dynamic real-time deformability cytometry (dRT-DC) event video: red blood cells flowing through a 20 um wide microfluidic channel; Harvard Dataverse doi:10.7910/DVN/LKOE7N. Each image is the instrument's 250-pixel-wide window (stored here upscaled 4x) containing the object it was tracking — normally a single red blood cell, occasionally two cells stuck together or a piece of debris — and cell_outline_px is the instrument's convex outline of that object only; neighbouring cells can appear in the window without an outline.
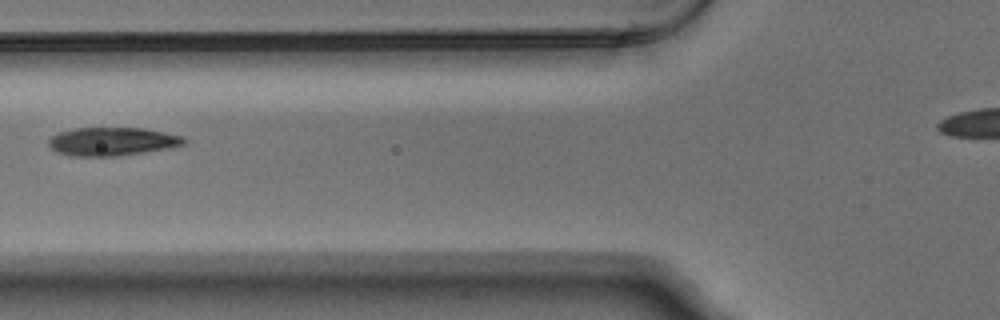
{"species": "Egyptian fruit bat (a non-hibernating species)", "species_latin": "Rousettus aegyptiacus", "temperature_condition": "warm", "stored_images_in_passage": 3, "camera_frame_rate_fps": 3000, "um_per_image_px": 0.085, "animal": {"sex": "male"}, "frame": {"image": 1, "passage_image": 3, "time_ms": 0.667, "image_size_px": [1000, 320], "cell_outline_px": [[188, 140], [184, 144], [168, 148], [144, 152], [116, 156], [68, 156], [56, 152], [48, 144], [48, 140], [52, 136], [60, 132], [76, 128], [144, 128], [184, 136]], "centroid_in_image_um": [9.54, 12.03], "position_along_channel_um": 116.3, "area_um2": 22.37}}